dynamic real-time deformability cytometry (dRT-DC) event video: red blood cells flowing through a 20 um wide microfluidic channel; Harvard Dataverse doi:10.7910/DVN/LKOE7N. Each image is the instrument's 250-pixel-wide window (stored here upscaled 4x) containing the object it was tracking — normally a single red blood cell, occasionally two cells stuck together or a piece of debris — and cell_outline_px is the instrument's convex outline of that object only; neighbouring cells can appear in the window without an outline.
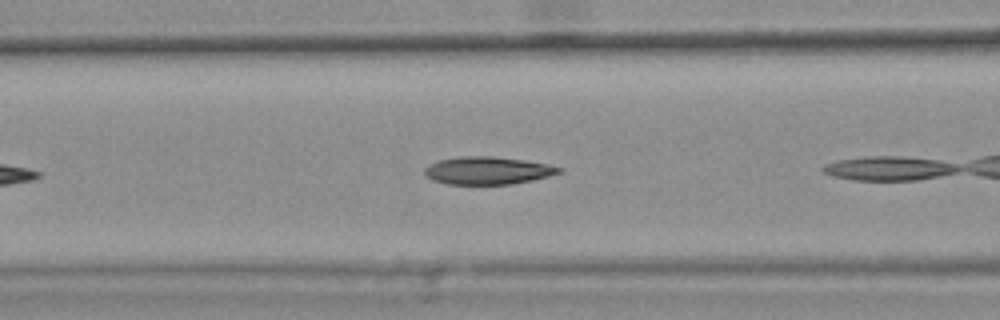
{"species": "common noctule bat (a hibernating species)", "species_latin": "Nyctalus noctula", "temperature_condition": "warm", "stored_images_in_passage": 9, "camera_frame_rate_fps": 3000, "um_per_image_px": 0.085, "animal": {"sex": "female", "body_mass_g": 25.1}, "frame": {"image": 1, "passage_image": 6, "time_ms": 1.667, "image_size_px": [1000, 320], "cell_outline_px": [[564, 168], [560, 172], [548, 176], [532, 180], [512, 184], [448, 184], [432, 180], [424, 172], [424, 168], [440, 160], [464, 156], [492, 156], [524, 160], [548, 164]], "centroid_in_image_um": [41.48, 14.5], "position_along_channel_um": 125.1, "area_um2": 21.44}}